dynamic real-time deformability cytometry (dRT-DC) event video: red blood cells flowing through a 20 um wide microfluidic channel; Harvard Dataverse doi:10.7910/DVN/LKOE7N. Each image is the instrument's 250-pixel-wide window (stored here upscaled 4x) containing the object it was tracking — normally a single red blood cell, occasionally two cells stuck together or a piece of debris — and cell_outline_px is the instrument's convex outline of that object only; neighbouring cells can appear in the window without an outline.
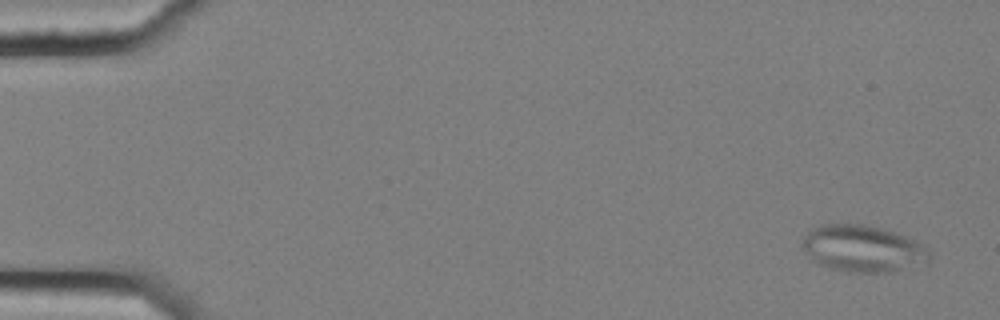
{"species": "common noctule bat (a hibernating species)", "species_latin": "Nyctalus noctula", "temperature_condition": "cold", "stored_images_in_passage": 4, "camera_frame_rate_fps": 3000, "um_per_image_px": 0.085, "animal": {"sex": "female", "body_mass_g": 25.1}, "frame": {"image": 1, "passage_image": 1, "time_ms": 0.0, "image_size_px": [1000, 320], "cell_outline_px": [[928, 264], [888, 272], [848, 272], [828, 268], [816, 264], [812, 260], [800, 244], [804, 236], [812, 228], [820, 224], [864, 224], [880, 228], [904, 236], [920, 244], [928, 252]], "centroid_in_image_um": [73.27, 21.15], "position_along_channel_um": 11.7, "area_um2": 34.51}}